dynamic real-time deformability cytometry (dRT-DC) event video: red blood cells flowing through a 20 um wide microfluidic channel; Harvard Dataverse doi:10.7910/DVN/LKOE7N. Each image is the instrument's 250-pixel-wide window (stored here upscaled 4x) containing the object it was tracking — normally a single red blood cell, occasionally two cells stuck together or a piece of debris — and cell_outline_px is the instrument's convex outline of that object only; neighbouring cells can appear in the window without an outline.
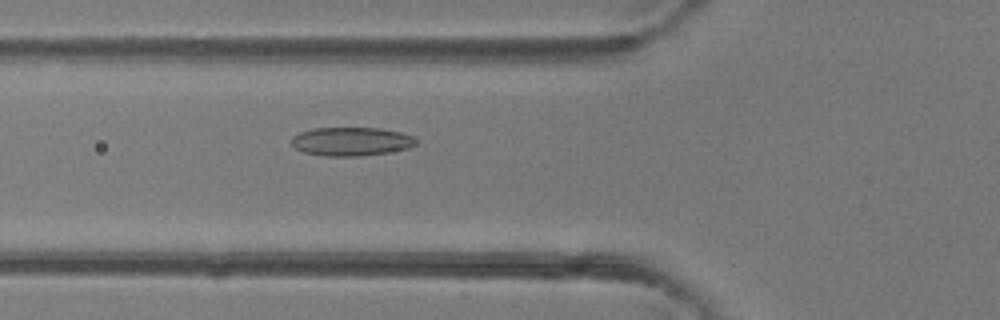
{"species": "common noctule bat (a hibernating species)", "species_latin": "Nyctalus noctula", "temperature_condition": "room temperature", "stored_images_in_passage": 37, "camera_frame_rate_fps": 3000, "um_per_image_px": 0.085, "animal": {"sex": "female"}, "frame": {"image": 1, "passage_image": 13, "time_ms": 4.0, "image_size_px": [1000, 320], "cell_outline_px": [[416, 144], [408, 148], [388, 152], [360, 156], [324, 156], [304, 152], [296, 148], [292, 144], [292, 136], [300, 132], [312, 128], [380, 128], [400, 132], [412, 136], [416, 140]], "centroid_in_image_um": [29.84, 12.02], "position_along_channel_um": 96.0, "area_um2": 20.69}}
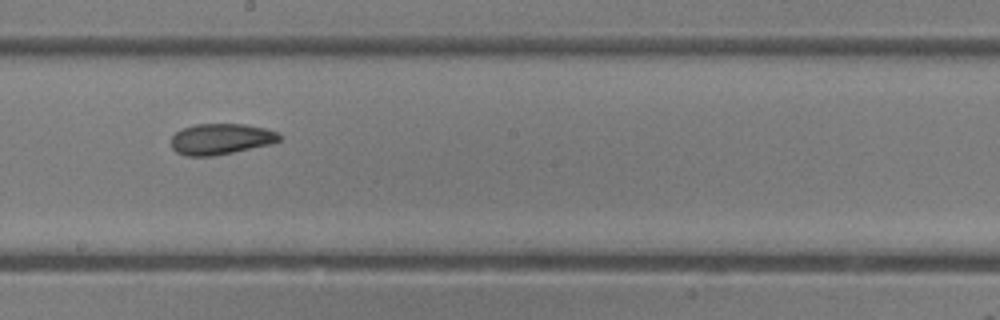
{"frame": {"image": 2, "passage_image": 22, "time_ms": 7.0, "image_size_px": [1000, 320], "cell_outline_px": [[280, 140], [272, 144], [212, 156], [184, 156], [176, 152], [172, 148], [172, 136], [180, 128], [196, 124], [244, 124], [264, 128], [276, 132], [280, 136]], "centroid_in_image_um": [18.74, 11.81], "position_along_channel_um": 229.5, "area_um2": 19.48}}
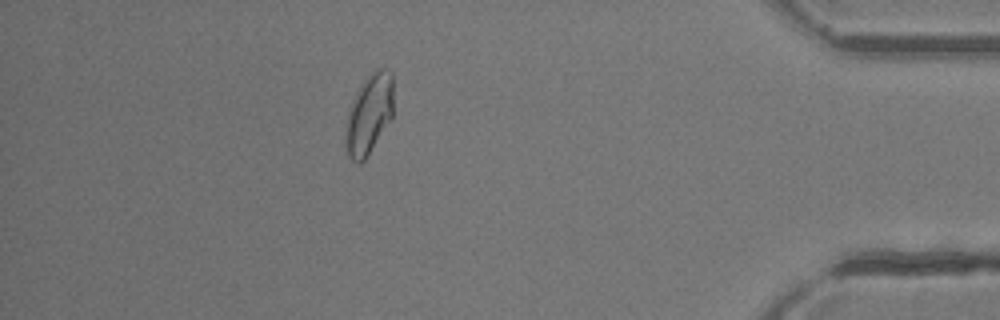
{"frame": {"image": 3, "passage_image": 37, "time_ms": 12.0, "image_size_px": [1000, 320], "cell_outline_px": [[392, 120], [364, 160], [360, 164], [356, 164], [348, 156], [344, 140], [348, 112], [352, 100], [356, 92], [364, 80], [372, 72], [380, 68], [388, 68], [392, 72]], "centroid_in_image_um": [31.37, 9.73], "position_along_channel_um": 403.8, "area_um2": 22.43}, "authors_computed_cell_mechanics": {"area_um2": 20.2878, "velocity_mm_per_s": 4.4335, "shape_relaxation_time_tau1_ms": 3.1952, "shape_relaxation_time_tau2_ms": 1.5068, "deformation_change_tau1": 0.0846, "deformation_change_tau2": 0.0652}}